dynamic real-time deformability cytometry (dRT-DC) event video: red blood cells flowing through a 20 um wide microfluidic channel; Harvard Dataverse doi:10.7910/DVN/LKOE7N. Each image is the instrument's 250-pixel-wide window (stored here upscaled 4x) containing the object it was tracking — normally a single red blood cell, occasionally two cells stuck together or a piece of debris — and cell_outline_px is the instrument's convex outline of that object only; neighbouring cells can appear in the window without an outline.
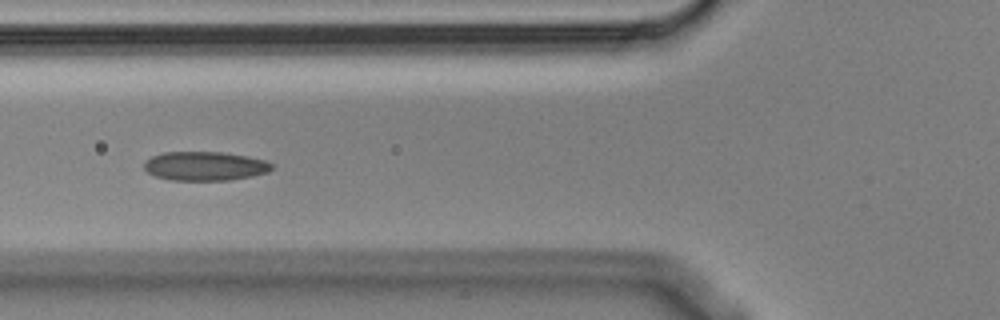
{"species": "Egyptian fruit bat (a non-hibernating species)", "species_latin": "Rousettus aegyptiacus", "temperature_condition": "cold", "stored_images_in_passage": 8, "camera_frame_rate_fps": 3000, "um_per_image_px": 0.085, "animal": {"sex": "male"}, "frame": {"image": 1, "passage_image": 4, "time_ms": 1.0, "image_size_px": [1000, 320], "cell_outline_px": [[272, 168], [268, 172], [252, 176], [228, 180], [172, 180], [156, 176], [148, 172], [144, 168], [144, 160], [152, 156], [164, 152], [220, 152], [248, 156], [264, 160], [272, 164]], "centroid_in_image_um": [17.4, 14.11], "position_along_channel_um": 108.4, "area_um2": 21.5}}
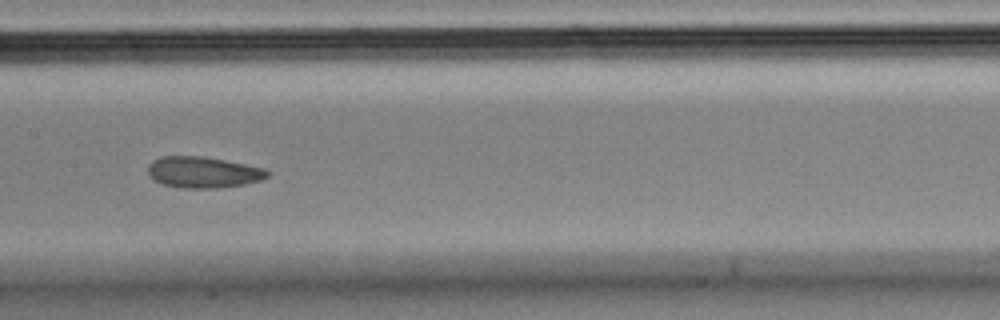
{"frame": {"image": 2, "passage_image": 6, "time_ms": 1.667, "image_size_px": [1000, 320], "cell_outline_px": [[268, 176], [260, 180], [244, 184], [216, 188], [184, 188], [164, 184], [152, 180], [148, 172], [148, 164], [152, 160], [160, 156], [200, 156], [224, 160], [264, 168], [268, 172]], "centroid_in_image_um": [17.21, 14.64], "position_along_channel_um": 190.2, "area_um2": 21.56}}
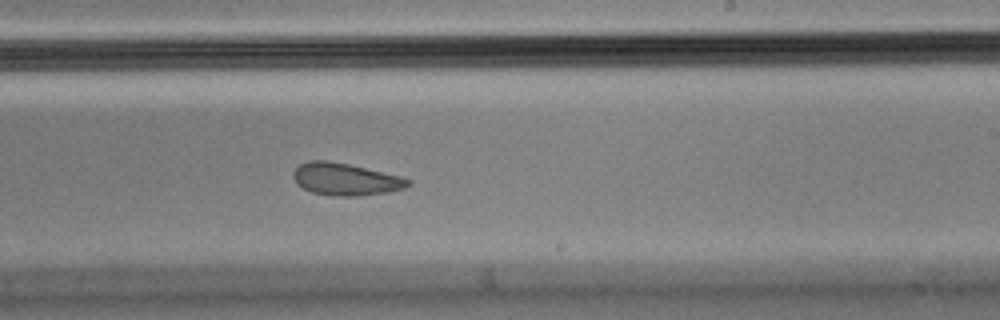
{"frame": {"image": 3, "passage_image": 8, "time_ms": 2.333, "image_size_px": [1000, 320], "cell_outline_px": [[412, 184], [404, 188], [388, 192], [360, 196], [332, 196], [312, 192], [296, 184], [292, 176], [292, 172], [300, 164], [308, 160], [328, 160], [348, 164], [404, 176], [412, 180]], "centroid_in_image_um": [29.39, 15.23], "position_along_channel_um": 259.6, "area_um2": 21.91}}